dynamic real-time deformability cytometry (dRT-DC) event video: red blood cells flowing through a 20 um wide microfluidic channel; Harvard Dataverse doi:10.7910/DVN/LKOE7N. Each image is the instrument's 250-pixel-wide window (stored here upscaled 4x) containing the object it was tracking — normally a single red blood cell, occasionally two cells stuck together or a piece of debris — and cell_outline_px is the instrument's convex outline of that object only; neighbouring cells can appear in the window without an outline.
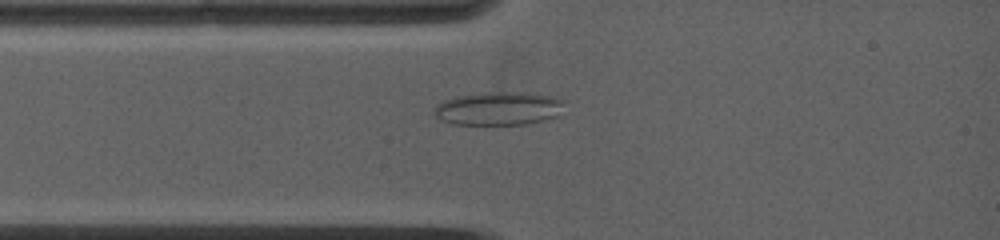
{"species": "common noctule bat (a hibernating species)", "species_latin": "Nyctalus noctula", "temperature_condition": "warm", "stored_images_in_passage": 6, "camera_frame_rate_fps": 5000, "um_per_image_px": 0.085, "animal": {"sex": "female", "body_mass_g": 19.0, "forearm_length_mm": 53.3}, "frame": {"image": 1, "passage_image": 3, "time_ms": 1.6, "image_size_px": [1000, 240], "cell_outline_px": [[568, 100], [556, 116], [528, 124], [452, 124], [440, 120], [432, 112], [432, 108], [436, 104], [444, 100], [456, 96], [484, 92], [528, 92], [552, 96]], "centroid_in_image_um": [42.36, 9.21], "position_along_channel_um": 42.6, "area_um2": 25.66}}
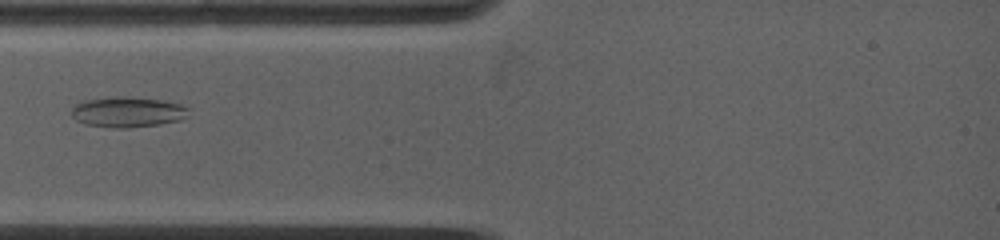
{"frame": {"image": 2, "passage_image": 4, "time_ms": 2.4, "image_size_px": [1000, 240], "cell_outline_px": [[188, 108], [184, 116], [180, 120], [160, 124], [128, 128], [112, 128], [84, 124], [76, 120], [72, 116], [72, 108], [76, 104], [84, 100], [116, 96], [124, 96], [164, 100], [180, 104]], "centroid_in_image_um": [10.8, 9.52], "position_along_channel_um": 74.2, "area_um2": 20.75}}
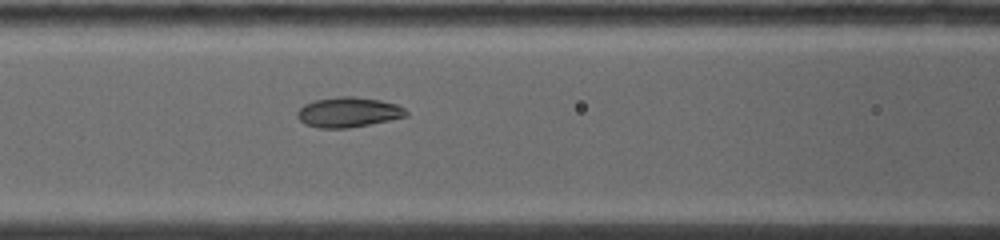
{"frame": {"image": 3, "passage_image": 6, "time_ms": 4.0, "image_size_px": [1000, 240], "cell_outline_px": [[408, 116], [348, 128], [320, 128], [304, 124], [296, 116], [296, 112], [304, 104], [316, 100], [340, 96], [352, 96], [380, 100], [396, 104], [404, 108], [408, 112]], "centroid_in_image_um": [29.59, 9.54], "position_along_channel_um": 137.0, "area_um2": 18.96}}